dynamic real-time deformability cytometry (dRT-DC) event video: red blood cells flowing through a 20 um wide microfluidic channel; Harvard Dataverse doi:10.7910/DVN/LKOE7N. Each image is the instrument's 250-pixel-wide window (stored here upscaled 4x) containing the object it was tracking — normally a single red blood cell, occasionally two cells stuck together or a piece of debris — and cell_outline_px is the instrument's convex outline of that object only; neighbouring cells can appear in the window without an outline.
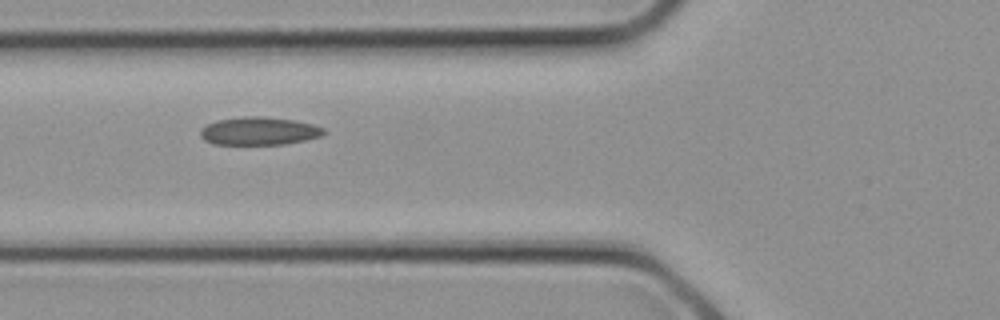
{"species": "common noctule bat (a hibernating species)", "species_latin": "Nyctalus noctula", "temperature_condition": "cold", "stored_images_in_passage": 4, "camera_frame_rate_fps": 3000, "um_per_image_px": 0.085, "animal": {"sex": "female", "body_mass_g": 21.9}, "frame": {"image": 1, "passage_image": 4, "time_ms": 1.0, "image_size_px": [1000, 320], "cell_outline_px": [[324, 132], [320, 136], [304, 140], [284, 144], [212, 144], [204, 140], [200, 136], [200, 128], [216, 120], [244, 116], [264, 116], [296, 120], [312, 124], [324, 128]], "centroid_in_image_um": [21.98, 11.13], "position_along_channel_um": 103.8, "area_um2": 20.17}}